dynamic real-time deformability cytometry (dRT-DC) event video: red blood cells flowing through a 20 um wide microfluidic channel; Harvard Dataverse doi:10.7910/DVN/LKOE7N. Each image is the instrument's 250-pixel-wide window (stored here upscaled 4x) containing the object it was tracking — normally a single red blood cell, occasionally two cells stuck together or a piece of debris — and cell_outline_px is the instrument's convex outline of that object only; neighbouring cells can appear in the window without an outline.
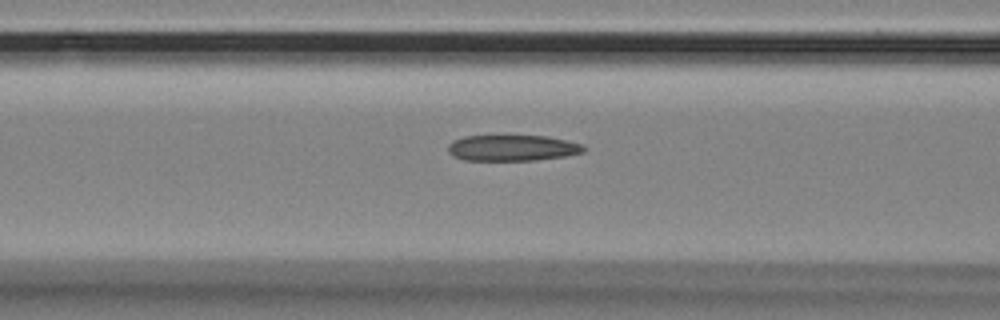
{"species": "Egyptian fruit bat (a non-hibernating species)", "species_latin": "Rousettus aegyptiacus", "temperature_condition": "room temperature", "stored_images_in_passage": 12, "camera_frame_rate_fps": 3000, "um_per_image_px": 0.085, "animal": {"sex": "female"}, "frame": {"image": 1, "passage_image": 10, "time_ms": 3.0, "image_size_px": [1000, 320], "cell_outline_px": [[588, 148], [584, 152], [564, 156], [532, 160], [464, 160], [452, 156], [448, 152], [448, 144], [452, 140], [464, 136], [504, 132], [508, 132], [548, 136], [580, 144]], "centroid_in_image_um": [43.48, 12.51], "position_along_channel_um": 123.1, "area_um2": 21.73}}